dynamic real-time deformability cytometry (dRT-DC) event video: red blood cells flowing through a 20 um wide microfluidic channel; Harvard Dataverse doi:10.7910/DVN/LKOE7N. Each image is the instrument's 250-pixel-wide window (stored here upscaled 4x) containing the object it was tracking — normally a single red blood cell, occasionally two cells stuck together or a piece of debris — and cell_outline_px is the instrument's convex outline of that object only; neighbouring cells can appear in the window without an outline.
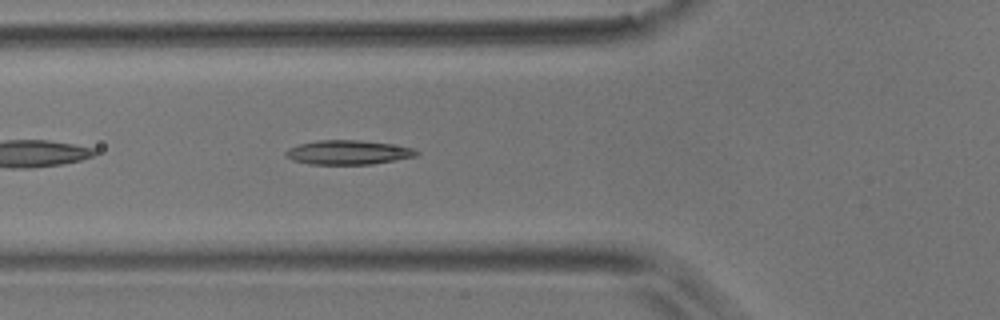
{"species": "common noctule bat (a hibernating species)", "species_latin": "Nyctalus noctula", "temperature_condition": "room temperature", "stored_images_in_passage": 15, "camera_frame_rate_fps": 3000, "um_per_image_px": 0.085, "animal": {"sex": "male", "body_mass_g": 17.9}, "frame": {"image": 1, "passage_image": 5, "time_ms": 1.333, "image_size_px": [1000, 320], "cell_outline_px": [[420, 152], [416, 156], [396, 160], [372, 164], [308, 164], [292, 160], [284, 156], [284, 152], [288, 148], [300, 144], [316, 140], [360, 140], [388, 144], [412, 148]], "centroid_in_image_um": [29.54, 12.96], "position_along_channel_um": 96.3, "area_um2": 18.44}}
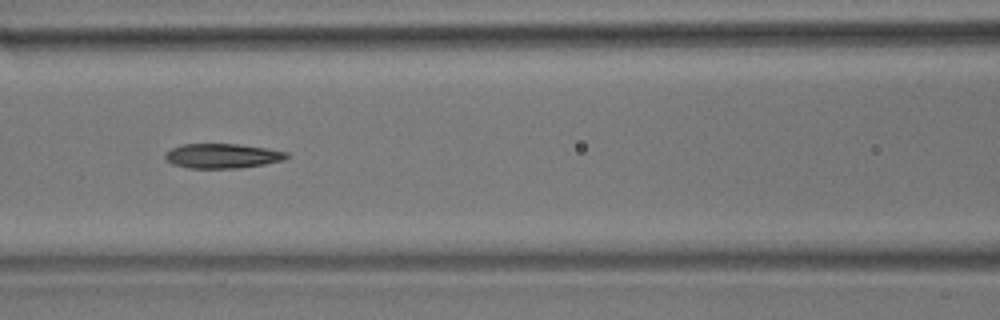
{"frame": {"image": 2, "passage_image": 9, "time_ms": 2.667, "image_size_px": [1000, 320], "cell_outline_px": [[288, 156], [284, 160], [264, 164], [240, 168], [188, 168], [172, 164], [164, 156], [172, 148], [180, 144], [240, 144], [268, 148], [288, 152]], "centroid_in_image_um": [18.93, 13.25], "position_along_channel_um": 147.7, "area_um2": 17.46}}